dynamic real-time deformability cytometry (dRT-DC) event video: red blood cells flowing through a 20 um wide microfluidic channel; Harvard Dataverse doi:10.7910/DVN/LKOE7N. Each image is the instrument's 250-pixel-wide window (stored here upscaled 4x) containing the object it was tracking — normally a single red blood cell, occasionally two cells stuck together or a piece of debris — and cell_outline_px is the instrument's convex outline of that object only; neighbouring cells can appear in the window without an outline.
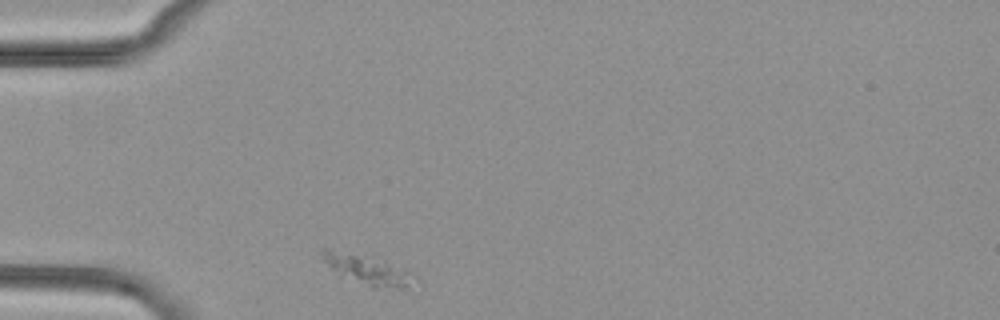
{"species": "common noctule bat (a hibernating species)", "species_latin": "Nyctalus noctula", "temperature_condition": "cold", "stored_images_in_passage": 34, "camera_frame_rate_fps": 3000, "um_per_image_px": 0.085, "animal": {"sex": "female", "body_mass_g": 29.2, "forearm_length_mm": 56.3}, "frame": {"image": 1, "passage_image": 1, "time_ms": 0.0, "image_size_px": [1000, 320], "cell_outline_px": [[416, 276], [408, 288], [372, 288], [332, 268], [324, 260], [320, 252], [320, 248], [328, 248], [384, 260], [412, 272]], "centroid_in_image_um": [31.31, 22.91], "position_along_channel_um": 53.7, "area_um2": 15.37}}
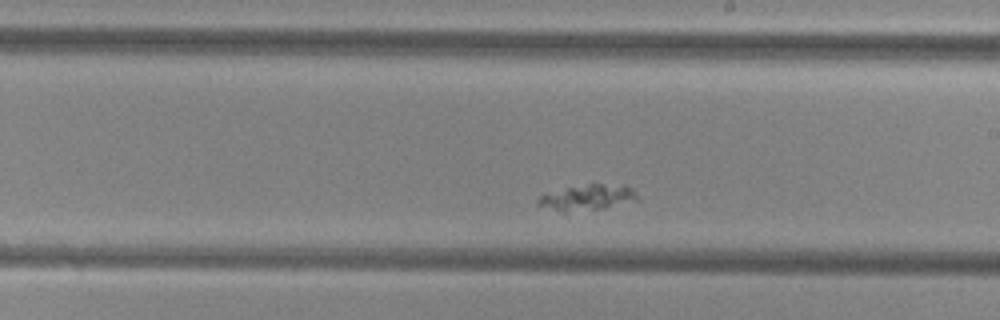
{"frame": {"image": 2, "passage_image": 18, "time_ms": 5.667, "image_size_px": [1000, 320], "cell_outline_px": [[640, 200], [604, 208], [564, 212], [536, 204], [536, 200], [544, 192], [592, 180], [624, 184], [632, 188], [636, 192]], "centroid_in_image_um": [49.96, 16.7], "position_along_channel_um": 239.0, "area_um2": 16.01}}
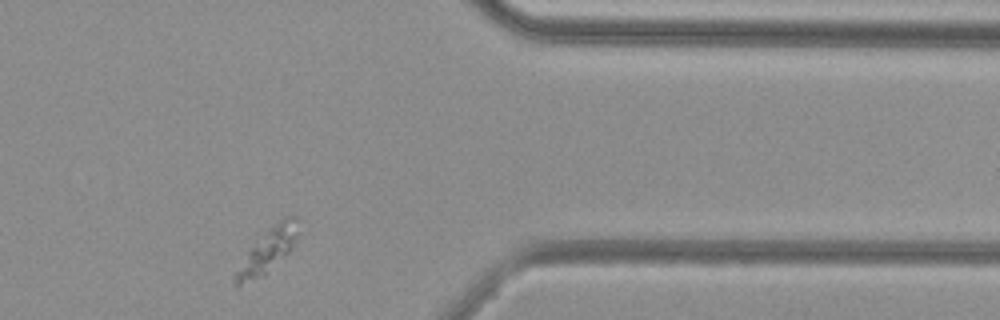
{"frame": {"image": 3, "passage_image": 32, "time_ms": 10.333, "image_size_px": [1000, 320], "cell_outline_px": [[300, 220], [296, 236], [292, 248], [264, 276], [236, 288], [232, 280], [232, 276], [248, 252], [272, 224], [284, 216], [300, 216]], "centroid_in_image_um": [22.74, 21.32], "position_along_channel_um": 388.7, "area_um2": 16.01}}